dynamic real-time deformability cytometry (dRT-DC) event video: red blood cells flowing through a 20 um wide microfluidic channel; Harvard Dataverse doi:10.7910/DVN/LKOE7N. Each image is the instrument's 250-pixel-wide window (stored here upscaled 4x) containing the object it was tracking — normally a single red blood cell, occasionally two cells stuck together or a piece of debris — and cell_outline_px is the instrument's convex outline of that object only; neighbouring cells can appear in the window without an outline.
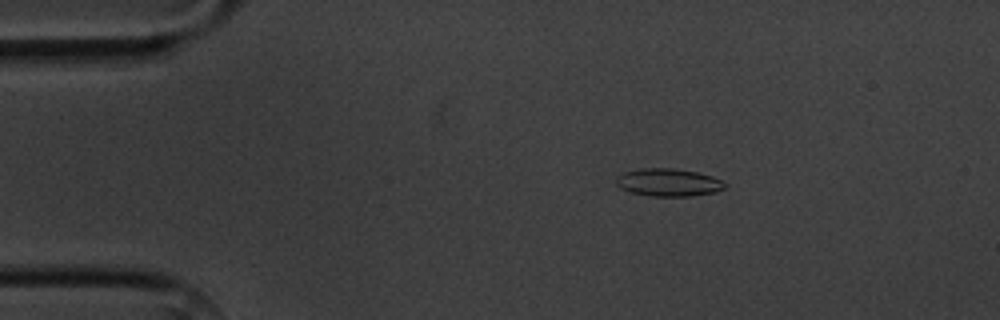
{"species": "common noctule bat (a hibernating species)", "species_latin": "Nyctalus noctula", "temperature_condition": "cold", "stored_images_in_passage": 4, "camera_frame_rate_fps": 3000, "um_per_image_px": 0.085, "animal": {"sex": "male", "body_mass_g": 20.1, "forearm_length_mm": 53.5}, "frame": {"image": 1, "passage_image": 3, "time_ms": 2.333, "image_size_px": [1000, 320], "cell_outline_px": [[724, 188], [716, 192], [692, 196], [652, 196], [632, 192], [620, 188], [616, 184], [616, 176], [624, 172], [644, 168], [672, 168], [696, 172], [712, 176], [720, 180], [724, 184]], "centroid_in_image_um": [56.79, 15.51], "position_along_channel_um": 28.2, "area_um2": 17.4}}